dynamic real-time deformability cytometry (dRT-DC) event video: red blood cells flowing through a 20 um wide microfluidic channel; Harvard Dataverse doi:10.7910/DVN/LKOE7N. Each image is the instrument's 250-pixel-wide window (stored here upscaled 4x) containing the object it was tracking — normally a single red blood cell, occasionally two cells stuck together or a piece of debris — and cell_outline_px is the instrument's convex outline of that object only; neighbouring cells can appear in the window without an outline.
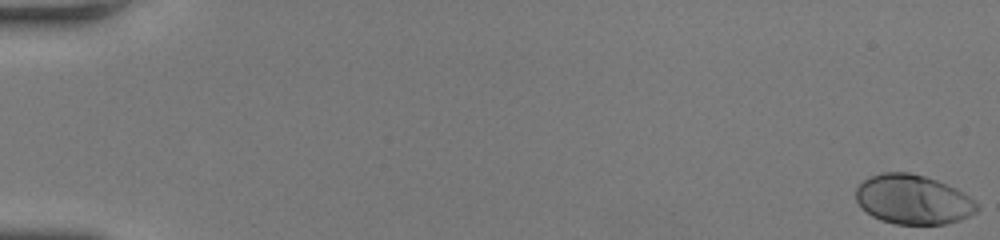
{"species": "human", "species_latin": "Homo sapiens", "temperature_condition": "room temperature", "stored_images_in_passage": 52, "camera_frame_rate_fps": 3000, "um_per_image_px": 0.085, "donor": {"sex": "female"}, "frame": {"image": 1, "passage_image": 1, "time_ms": 0.0, "image_size_px": [1000, 240], "cell_outline_px": [[980, 208], [976, 212], [960, 220], [944, 224], [896, 224], [880, 220], [872, 216], [860, 208], [856, 200], [856, 188], [868, 176], [880, 172], [908, 172], [924, 176], [936, 180], [956, 188], [980, 204]], "centroid_in_image_um": [77.59, 16.96], "position_along_channel_um": 7.4, "area_um2": 35.14}}
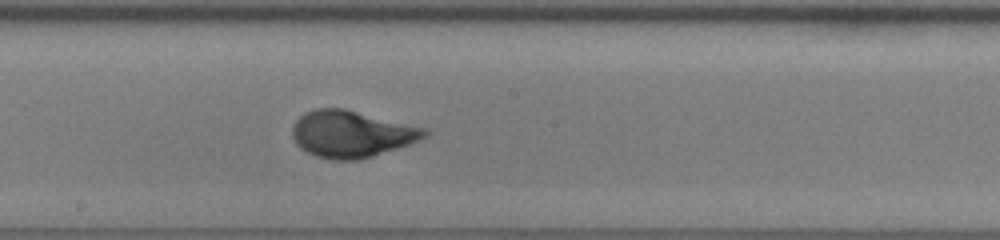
{"frame": {"image": 2, "passage_image": 30, "time_ms": 9.667, "image_size_px": [1000, 240], "cell_outline_px": [[428, 136], [408, 144], [372, 156], [356, 160], [332, 160], [316, 156], [300, 148], [296, 144], [292, 136], [292, 128], [296, 120], [304, 112], [316, 108], [344, 108], [428, 128]], "centroid_in_image_um": [29.86, 11.37], "position_along_channel_um": 218.3, "area_um2": 36.07}}
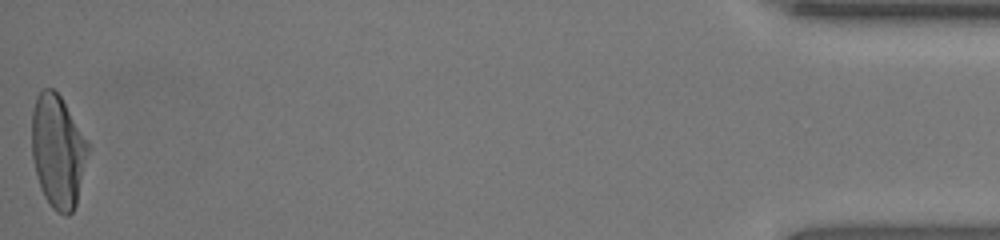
{"frame": {"image": 3, "passage_image": 52, "time_ms": 17.0, "image_size_px": [1000, 240], "cell_outline_px": [[88, 152], [76, 204], [72, 212], [68, 216], [64, 216], [56, 212], [52, 208], [44, 196], [40, 188], [32, 156], [32, 108], [36, 96], [44, 88], [52, 88], [60, 96], [88, 140]], "centroid_in_image_um": [4.91, 12.86], "position_along_channel_um": 430.3, "area_um2": 36.93}, "authors_computed_cell_mechanics": {"area_um2": 35.0557, "velocity_mm_per_s": 4.1174, "shape_relaxation_time_tau1_ms": 3.2024, "shape_relaxation_time_tau2_ms": null, "deformation_change_tau1": 0.1867, "deformation_change_tau2": null}}